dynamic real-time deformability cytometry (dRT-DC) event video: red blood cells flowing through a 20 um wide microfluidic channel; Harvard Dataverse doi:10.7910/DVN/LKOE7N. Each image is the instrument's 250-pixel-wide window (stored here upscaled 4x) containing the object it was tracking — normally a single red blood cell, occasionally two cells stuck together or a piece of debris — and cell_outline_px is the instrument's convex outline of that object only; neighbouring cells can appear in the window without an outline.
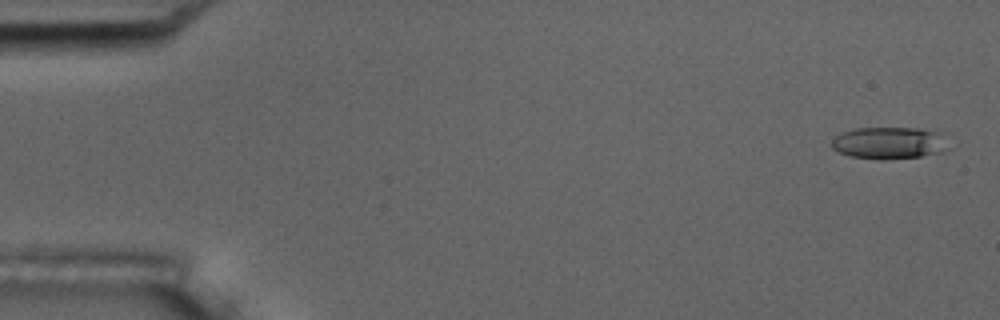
{"species": "common noctule bat (a hibernating species)", "species_latin": "Nyctalus noctula", "temperature_condition": "room temperature", "stored_images_in_passage": 4, "camera_frame_rate_fps": 3000, "um_per_image_px": 0.085, "animal": {"sex": "male", "body_mass_g": 17.5, "forearm_length_mm": 52.3}, "frame": {"image": 1, "passage_image": 1, "time_ms": 0.0, "image_size_px": [1000, 320], "cell_outline_px": [[952, 148], [944, 152], [920, 156], [880, 160], [848, 156], [832, 148], [832, 140], [836, 136], [844, 132], [856, 128], [940, 128]], "centroid_in_image_um": [75.72, 12.14], "position_along_channel_um": 9.3, "area_um2": 22.48}}